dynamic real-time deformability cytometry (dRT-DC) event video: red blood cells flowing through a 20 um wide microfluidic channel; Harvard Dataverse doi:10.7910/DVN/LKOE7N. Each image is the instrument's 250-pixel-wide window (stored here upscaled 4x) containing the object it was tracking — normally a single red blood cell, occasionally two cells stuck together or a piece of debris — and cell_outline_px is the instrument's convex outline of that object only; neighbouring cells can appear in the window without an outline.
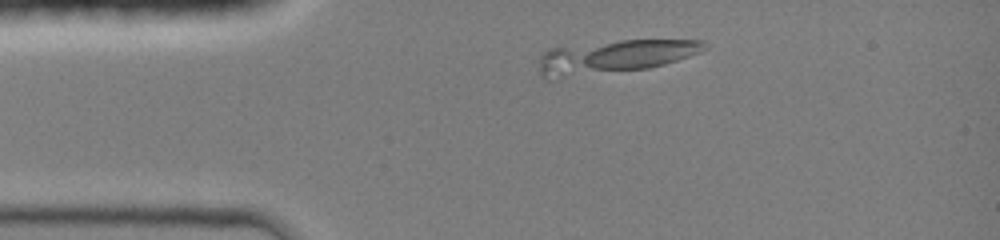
{"species": "common noctule bat (a hibernating species)", "species_latin": "Nyctalus noctula", "temperature_condition": "room temperature", "stored_images_in_passage": 24, "camera_frame_rate_fps": 3000, "um_per_image_px": 0.085, "animal": {"sex": "female", "body_mass_g": 19.0, "forearm_length_mm": 51.5}, "frame": {"image": 1, "passage_image": 1, "time_ms": 0.0, "image_size_px": [1000, 240], "cell_outline_px": [[708, 48], [700, 52], [664, 64], [648, 68], [556, 80], [544, 80], [540, 76], [540, 52], [548, 48], [620, 40], [704, 40]], "centroid_in_image_um": [52.11, 4.85], "position_along_channel_um": 32.9, "area_um2": 32.66}}
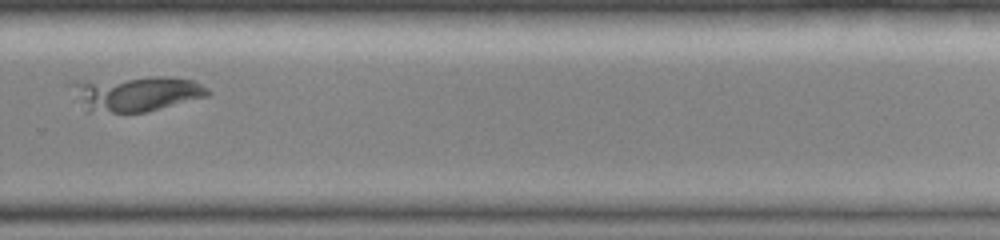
{"frame": {"image": 2, "passage_image": 19, "time_ms": 7.667, "image_size_px": [1000, 240], "cell_outline_px": [[212, 92], [208, 96], [144, 112], [88, 112], [68, 84], [72, 80], [152, 76], [172, 76], [196, 80], [208, 88]], "centroid_in_image_um": [11.58, 7.91], "position_along_channel_um": 318.2, "area_um2": 28.44}}
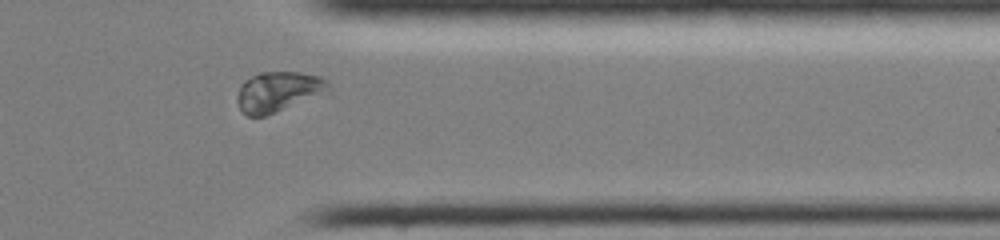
{"frame": {"image": 3, "passage_image": 22, "time_ms": 9.333, "image_size_px": [1000, 240], "cell_outline_px": [[332, 92], [264, 116], [248, 116], [240, 108], [236, 100], [236, 96], [240, 84], [244, 80], [260, 72], [300, 72], [320, 76], [328, 80], [332, 84]], "centroid_in_image_um": [23.72, 7.78], "position_along_channel_um": 387.7, "area_um2": 21.85}}